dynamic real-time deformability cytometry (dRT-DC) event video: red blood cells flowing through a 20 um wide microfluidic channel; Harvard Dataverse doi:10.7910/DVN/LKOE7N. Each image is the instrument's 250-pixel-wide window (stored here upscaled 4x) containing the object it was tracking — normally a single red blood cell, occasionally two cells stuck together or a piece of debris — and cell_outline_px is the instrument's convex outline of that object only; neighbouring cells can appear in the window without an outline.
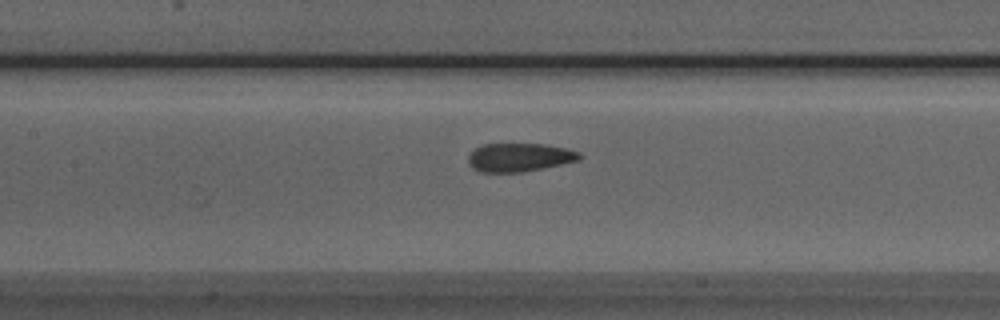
{"species": "Egyptian fruit bat (a non-hibernating species)", "species_latin": "Rousettus aegyptiacus", "temperature_condition": "room temperature", "stored_images_in_passage": 37, "camera_frame_rate_fps": 3000, "um_per_image_px": 0.085, "animal": {"sex": "male"}, "frame": {"image": 1, "passage_image": 16, "time_ms": 5.0, "image_size_px": [1000, 320], "cell_outline_px": [[584, 156], [580, 160], [520, 172], [480, 172], [472, 168], [468, 164], [468, 156], [476, 148], [484, 144], [544, 144], [568, 148], [580, 152]], "centroid_in_image_um": [44.17, 13.37], "position_along_channel_um": 163.2, "area_um2": 18.44}}
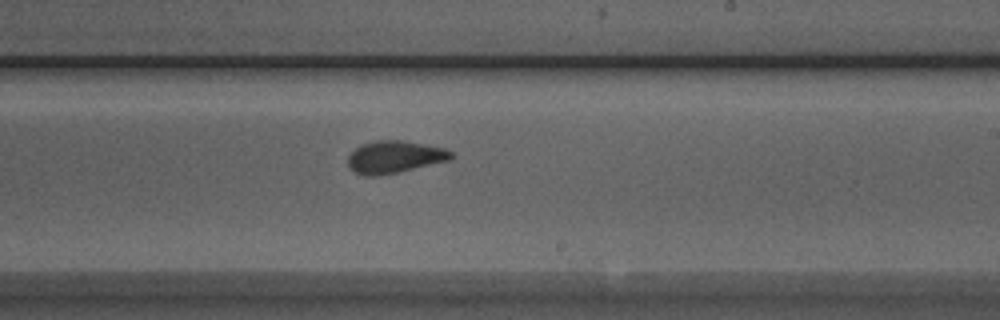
{"frame": {"image": 2, "passage_image": 23, "time_ms": 7.333, "image_size_px": [1000, 320], "cell_outline_px": [[452, 156], [448, 160], [396, 172], [376, 176], [364, 176], [348, 168], [348, 156], [360, 144], [376, 140], [400, 140], [444, 148], [452, 152]], "centroid_in_image_um": [33.47, 13.33], "position_along_channel_um": 255.5, "area_um2": 19.07}}
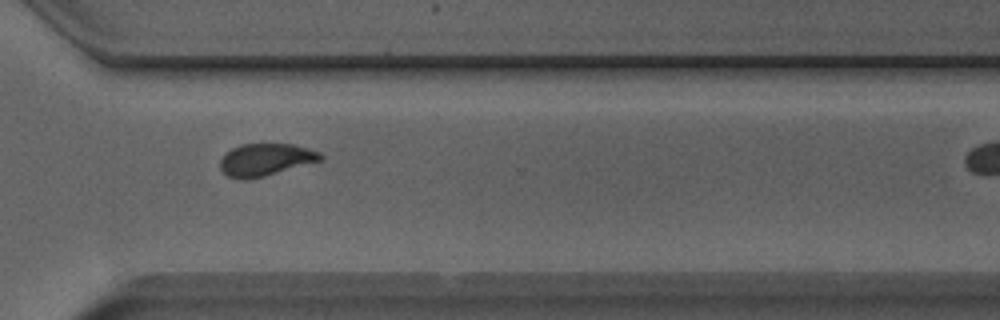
{"frame": {"image": 3, "passage_image": 30, "time_ms": 9.667, "image_size_px": [1000, 320], "cell_outline_px": [[324, 160], [264, 176], [248, 180], [236, 180], [228, 176], [220, 168], [220, 160], [232, 148], [240, 144], [292, 144], [308, 148], [320, 152], [324, 156]], "centroid_in_image_um": [22.6, 13.58], "position_along_channel_um": 348.0, "area_um2": 19.02}, "authors_computed_cell_mechanics": {"area_um2": 19.4208, "velocity_mm_per_s": 3.965, "shape_relaxation_time_tau1_ms": 6.0763, "shape_relaxation_time_tau2_ms": 1.8006, "deformation_change_tau1": 0.1556, "deformation_change_tau2": 0.0404}}